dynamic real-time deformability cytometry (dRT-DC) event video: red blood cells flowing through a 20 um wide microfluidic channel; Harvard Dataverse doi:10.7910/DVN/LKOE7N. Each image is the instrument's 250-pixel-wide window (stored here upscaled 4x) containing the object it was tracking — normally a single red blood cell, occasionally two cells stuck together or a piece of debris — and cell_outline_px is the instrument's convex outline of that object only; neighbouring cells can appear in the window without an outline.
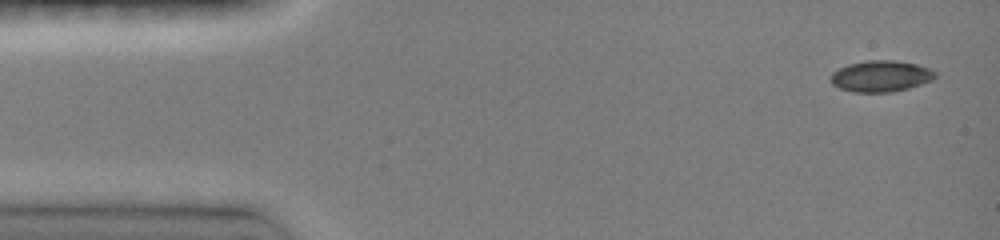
{"species": "common noctule bat (a hibernating species)", "species_latin": "Nyctalus noctula", "temperature_condition": "room temperature", "stored_images_in_passage": 6, "camera_frame_rate_fps": 3000, "um_per_image_px": 0.085, "animal": {"sex": "female", "body_mass_g": 19.0, "forearm_length_mm": 51.5}, "frame": {"image": 1, "passage_image": 1, "time_ms": 0.0, "image_size_px": [1000, 240], "cell_outline_px": [[936, 76], [932, 80], [908, 88], [892, 92], [852, 92], [840, 88], [832, 84], [832, 72], [848, 64], [868, 60], [896, 60], [916, 64], [928, 68], [936, 72]], "centroid_in_image_um": [74.88, 6.47], "position_along_channel_um": 10.1, "area_um2": 18.9}}
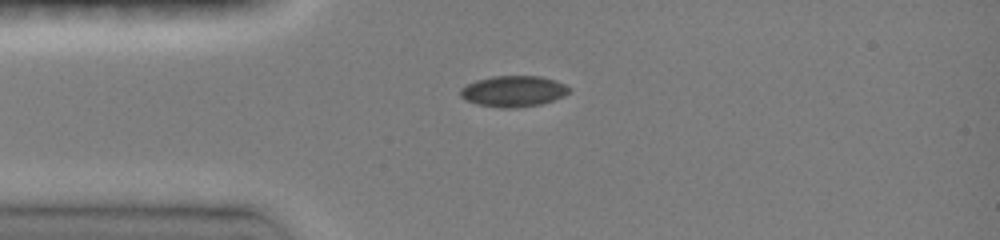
{"frame": {"image": 2, "passage_image": 5, "time_ms": 3.0, "image_size_px": [1000, 240], "cell_outline_px": [[572, 88], [564, 96], [540, 104], [516, 108], [500, 108], [476, 104], [464, 100], [460, 96], [460, 88], [476, 80], [492, 76], [540, 76], [556, 80]], "centroid_in_image_um": [43.62, 7.76], "position_along_channel_um": 41.4, "area_um2": 19.77}}